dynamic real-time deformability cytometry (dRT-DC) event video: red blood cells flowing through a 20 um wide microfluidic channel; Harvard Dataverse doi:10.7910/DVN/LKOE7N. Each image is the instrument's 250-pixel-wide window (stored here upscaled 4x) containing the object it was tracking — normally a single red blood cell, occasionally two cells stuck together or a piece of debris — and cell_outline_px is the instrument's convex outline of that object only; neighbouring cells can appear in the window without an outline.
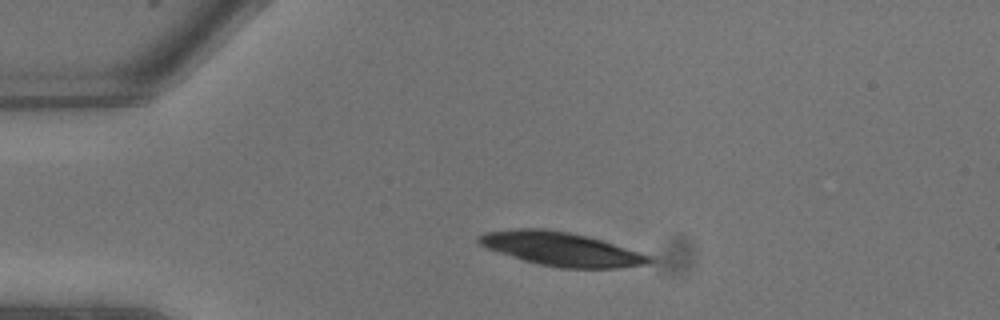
{"species": "common noctule bat (a hibernating species)", "species_latin": "Nyctalus noctula", "temperature_condition": "warm", "stored_images_in_passage": 7, "camera_frame_rate_fps": 3000, "um_per_image_px": 0.085, "animal": {"sex": "male", "body_mass_g": 13.3}, "frame": {"image": 1, "passage_image": 4, "time_ms": 1.0, "image_size_px": [1000, 320], "cell_outline_px": [[656, 260], [648, 264], [616, 268], [560, 268], [540, 264], [524, 260], [488, 248], [480, 244], [476, 240], [476, 236], [484, 232], [516, 228], [548, 228], [588, 236], [640, 252], [652, 256]], "centroid_in_image_um": [47.72, 21.15], "position_along_channel_um": 37.3, "area_um2": 33.47}}